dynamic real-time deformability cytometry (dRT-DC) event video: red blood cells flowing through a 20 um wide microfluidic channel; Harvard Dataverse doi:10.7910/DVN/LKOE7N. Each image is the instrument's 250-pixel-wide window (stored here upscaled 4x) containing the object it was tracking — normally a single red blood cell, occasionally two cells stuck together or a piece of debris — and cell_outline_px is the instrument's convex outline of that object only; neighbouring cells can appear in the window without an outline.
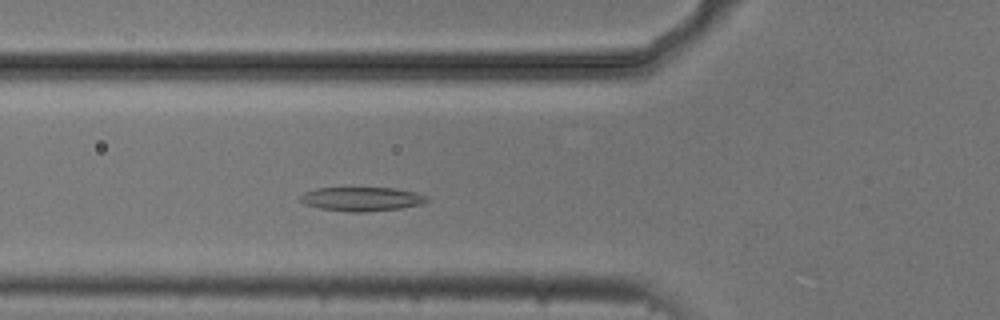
{"species": "common noctule bat (a hibernating species)", "species_latin": "Nyctalus noctula", "temperature_condition": "cold", "stored_images_in_passage": 4, "camera_frame_rate_fps": 3000, "um_per_image_px": 0.085, "animal": {"sex": "male", "body_mass_g": 20.5, "forearm_length_mm": 52.5}, "frame": {"image": 1, "passage_image": 4, "time_ms": 1.0, "image_size_px": [1000, 320], "cell_outline_px": [[432, 200], [424, 204], [400, 208], [364, 212], [348, 212], [320, 208], [304, 204], [300, 200], [300, 196], [304, 192], [316, 188], [396, 188], [416, 192], [428, 196]], "centroid_in_image_um": [30.8, 16.91], "position_along_channel_um": 95.0, "area_um2": 17.92}}